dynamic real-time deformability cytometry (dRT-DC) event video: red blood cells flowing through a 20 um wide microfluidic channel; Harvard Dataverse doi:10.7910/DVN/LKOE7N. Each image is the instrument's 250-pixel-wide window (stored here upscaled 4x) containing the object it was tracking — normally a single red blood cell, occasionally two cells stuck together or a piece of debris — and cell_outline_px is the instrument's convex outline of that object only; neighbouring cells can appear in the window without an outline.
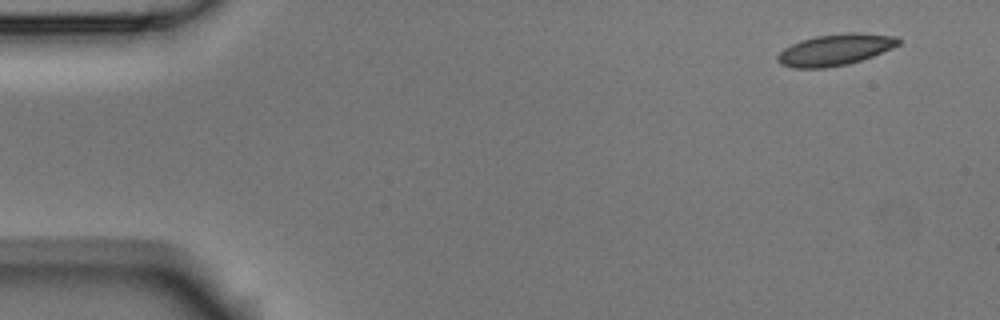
{"species": "Egyptian fruit bat (a non-hibernating species)", "species_latin": "Rousettus aegyptiacus", "temperature_condition": "room temperature", "stored_images_in_passage": 13, "camera_frame_rate_fps": 3000, "um_per_image_px": 0.085, "animal": {"sex": "male"}, "frame": {"image": 1, "passage_image": 1, "time_ms": 0.0, "image_size_px": [1000, 320], "cell_outline_px": [[900, 44], [892, 48], [872, 56], [848, 64], [828, 68], [792, 68], [780, 64], [776, 60], [776, 56], [784, 48], [800, 40], [816, 36], [844, 32], [856, 32], [896, 36], [900, 40]], "centroid_in_image_um": [70.97, 4.23], "position_along_channel_um": 14.0, "area_um2": 22.25}}
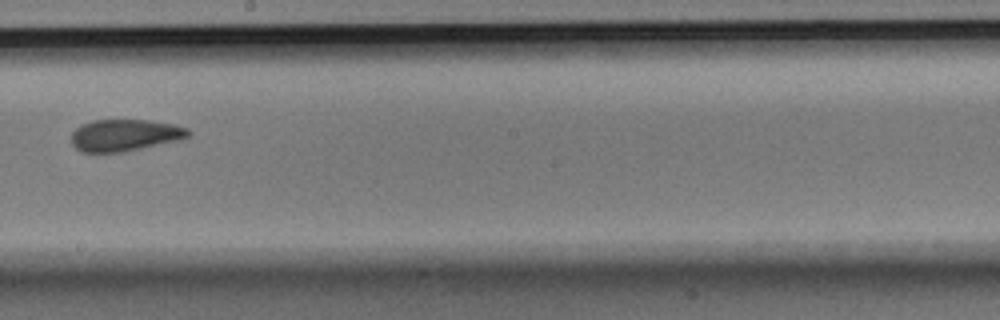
{"frame": {"image": 2, "passage_image": 8, "time_ms": 2.333, "image_size_px": [1000, 320], "cell_outline_px": [[192, 132], [188, 136], [180, 140], [124, 152], [80, 152], [72, 144], [72, 132], [80, 124], [92, 120], [148, 120], [176, 124], [188, 128]], "centroid_in_image_um": [10.63, 11.48], "position_along_channel_um": 237.6, "area_um2": 21.91}}
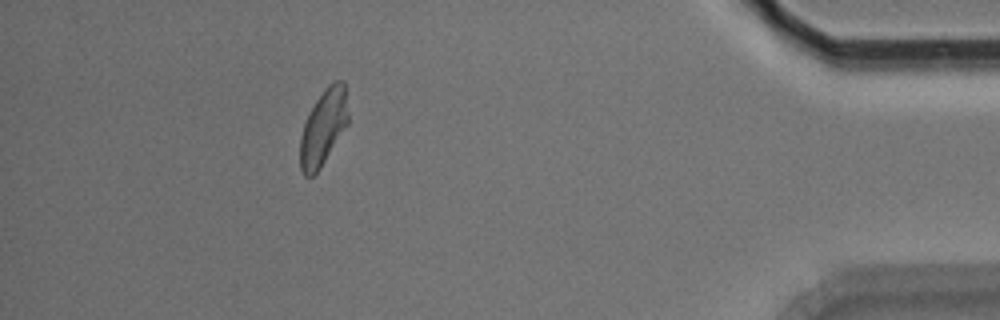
{"frame": {"image": 3, "passage_image": 13, "time_ms": 4.0, "image_size_px": [1000, 320], "cell_outline_px": [[348, 124], [320, 168], [312, 176], [304, 176], [300, 168], [300, 136], [304, 124], [316, 100], [328, 84], [336, 80], [344, 80], [348, 112]], "centroid_in_image_um": [27.49, 10.82], "position_along_channel_um": 407.7, "area_um2": 21.04}}